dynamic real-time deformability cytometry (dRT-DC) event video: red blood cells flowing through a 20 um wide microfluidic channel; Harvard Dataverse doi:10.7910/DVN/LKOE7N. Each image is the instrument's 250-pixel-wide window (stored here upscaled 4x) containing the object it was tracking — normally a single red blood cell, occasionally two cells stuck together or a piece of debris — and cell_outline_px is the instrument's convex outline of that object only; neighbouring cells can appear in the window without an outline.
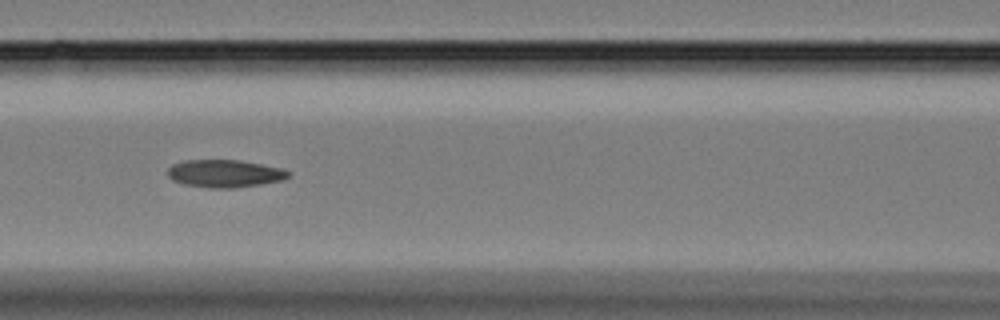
{"species": "Egyptian fruit bat (a non-hibernating species)", "species_latin": "Rousettus aegyptiacus", "temperature_condition": "cold", "stored_images_in_passage": 22, "camera_frame_rate_fps": 3000, "um_per_image_px": 0.085, "animal": {"sex": "female"}, "frame": {"image": 1, "passage_image": 10, "time_ms": 3.0, "image_size_px": [1000, 320], "cell_outline_px": [[292, 172], [288, 176], [280, 180], [260, 184], [236, 188], [212, 188], [184, 184], [172, 180], [168, 176], [168, 168], [172, 164], [188, 160], [236, 160], [260, 164], [280, 168]], "centroid_in_image_um": [19.07, 14.75], "position_along_channel_um": 147.5, "area_um2": 19.19}}
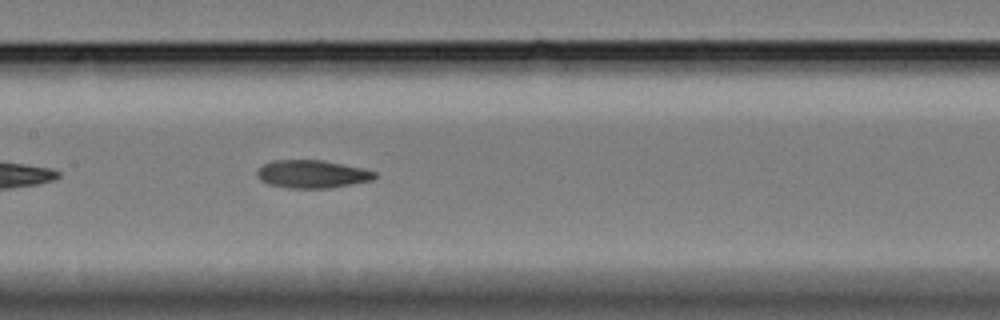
{"frame": {"image": 2, "passage_image": 13, "time_ms": 4.0, "image_size_px": [1000, 320], "cell_outline_px": [[376, 176], [372, 180], [328, 188], [288, 188], [268, 184], [260, 180], [256, 176], [256, 172], [264, 164], [272, 160], [320, 160], [360, 168], [376, 172]], "centroid_in_image_um": [26.47, 14.8], "position_along_channel_um": 180.9, "area_um2": 18.9}}